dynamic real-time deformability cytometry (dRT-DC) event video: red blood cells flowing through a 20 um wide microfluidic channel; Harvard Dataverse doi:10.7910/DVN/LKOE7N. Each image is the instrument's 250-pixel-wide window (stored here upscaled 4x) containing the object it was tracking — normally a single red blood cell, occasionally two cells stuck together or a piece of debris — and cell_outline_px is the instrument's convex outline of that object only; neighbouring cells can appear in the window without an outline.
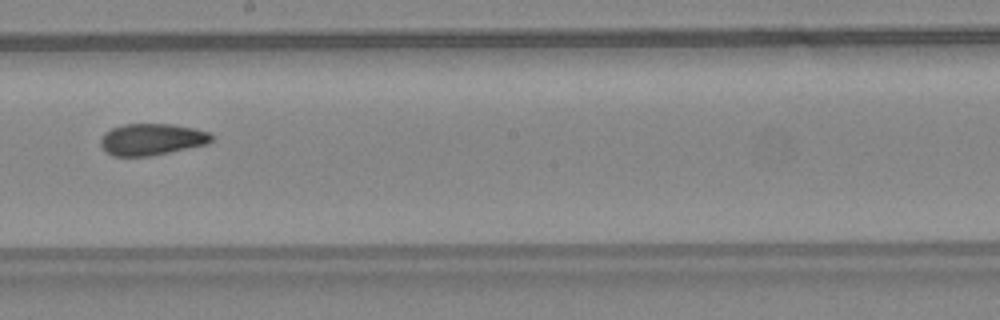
{"species": "common noctule bat (a hibernating species)", "species_latin": "Nyctalus noctula", "temperature_condition": "warm", "stored_images_in_passage": 31, "camera_frame_rate_fps": 3000, "um_per_image_px": 0.085, "animal": {"sex": "female", "body_mass_g": 24.6, "forearm_length_mm": 56.2}, "frame": {"image": 1, "passage_image": 14, "time_ms": 4.333, "image_size_px": [1000, 320], "cell_outline_px": [[212, 140], [208, 144], [148, 156], [112, 156], [100, 144], [100, 140], [104, 132], [112, 128], [124, 124], [172, 124], [192, 128], [208, 132], [212, 136]], "centroid_in_image_um": [12.88, 11.84], "position_along_channel_um": 235.3, "area_um2": 20.23}, "authors_computed_cell_mechanics": {"area_um2": 20.8658, "velocity_mm_per_s": 4.3948, "shape_relaxation_time_tau1_ms": 11.3515, "shape_relaxation_time_tau2_ms": 3.346, "deformation_change_tau1": 0.2364, "deformation_change_tau2": 0.0868}}